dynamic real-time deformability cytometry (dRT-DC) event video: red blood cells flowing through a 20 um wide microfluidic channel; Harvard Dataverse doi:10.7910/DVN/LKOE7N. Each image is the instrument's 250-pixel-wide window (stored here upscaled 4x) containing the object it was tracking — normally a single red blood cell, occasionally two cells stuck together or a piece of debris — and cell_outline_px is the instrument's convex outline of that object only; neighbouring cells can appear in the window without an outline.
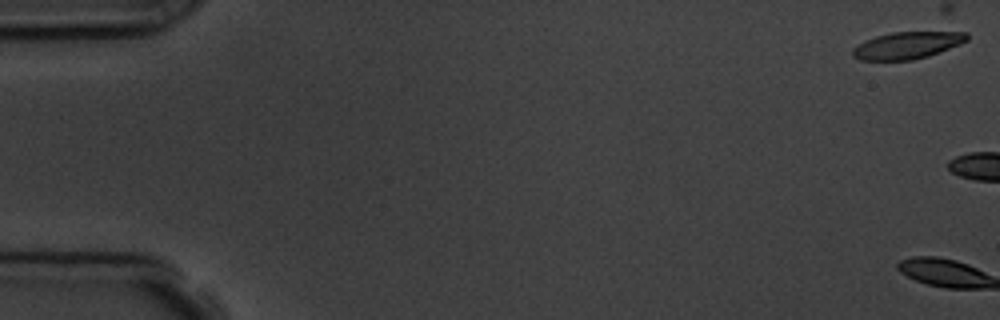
{"species": "common noctule bat (a hibernating species)", "species_latin": "Nyctalus noctula", "temperature_condition": "room temperature", "stored_images_in_passage": 18, "camera_frame_rate_fps": 3000, "um_per_image_px": 0.085, "animal": {"sex": "male", "body_mass_g": 19.5, "forearm_length_mm": 54.6}, "frame": {"image": 1, "passage_image": 1, "time_ms": 0.0, "image_size_px": [1000, 320], "cell_outline_px": [[968, 40], [960, 44], [928, 56], [912, 60], [860, 60], [852, 56], [852, 48], [864, 40], [876, 36], [892, 32], [940, 28], [948, 28], [968, 32]], "centroid_in_image_um": [77.24, 3.77], "position_along_channel_um": 7.8, "area_um2": 19.19}, "authors_computed_cell_mechanics": {"area_um2": 18.207, "velocity_mm_per_s": 3.7488, "shape_relaxation_time_tau1_ms": 2.8584, "shape_relaxation_time_tau2_ms": 10.3569, "deformation_change_tau1": 0.1032, "deformation_change_tau2": 0.2243}}